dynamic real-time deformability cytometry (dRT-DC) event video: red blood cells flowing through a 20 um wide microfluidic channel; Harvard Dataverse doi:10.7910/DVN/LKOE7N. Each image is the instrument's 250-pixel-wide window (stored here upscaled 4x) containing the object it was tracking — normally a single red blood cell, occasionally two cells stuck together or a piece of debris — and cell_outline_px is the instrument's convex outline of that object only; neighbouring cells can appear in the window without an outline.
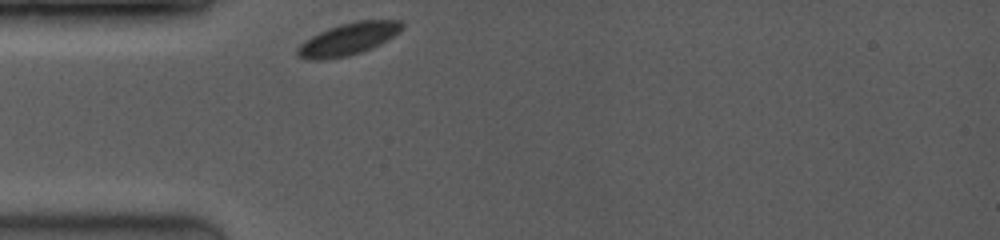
{"species": "common noctule bat (a hibernating species)", "species_latin": "Nyctalus noctula", "temperature_condition": "room temperature", "stored_images_in_passage": 27, "camera_frame_rate_fps": 3500, "um_per_image_px": 0.085, "animal": {"sex": "female", "body_mass_g": 19.0, "forearm_length_mm": 53.3}, "frame": {"image": 1, "passage_image": 1, "time_ms": 0.0, "image_size_px": [1000, 240], "cell_outline_px": [[404, 24], [400, 32], [380, 44], [372, 48], [348, 56], [324, 60], [304, 60], [296, 52], [296, 48], [304, 40], [328, 28], [340, 24], [356, 20], [400, 20]], "centroid_in_image_um": [29.59, 3.32], "position_along_channel_um": 55.4, "area_um2": 19.71}}
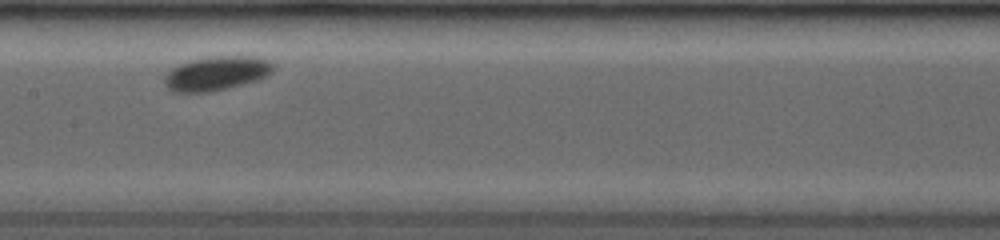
{"frame": {"image": 2, "passage_image": 11, "time_ms": 3.714, "image_size_px": [1000, 240], "cell_outline_px": [[272, 72], [256, 80], [208, 92], [172, 92], [164, 84], [164, 76], [172, 68], [180, 64], [212, 56], [256, 56], [272, 60]], "centroid_in_image_um": [18.39, 6.23], "position_along_channel_um": 189.0, "area_um2": 21.27}}
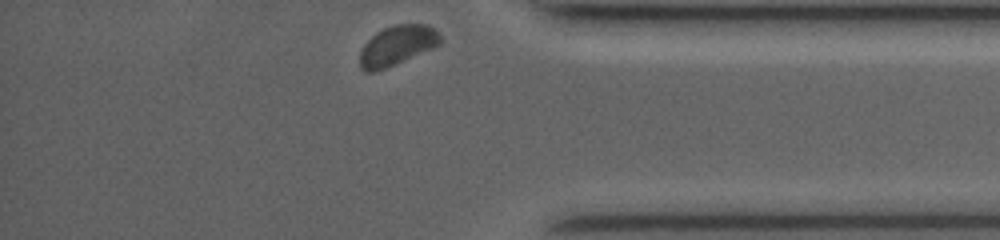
{"frame": {"image": 3, "passage_image": 27, "time_ms": 9.429, "image_size_px": [1000, 240], "cell_outline_px": [[440, 44], [432, 48], [384, 68], [372, 72], [364, 72], [360, 68], [360, 52], [364, 44], [376, 32], [384, 28], [396, 24], [428, 24], [436, 28], [440, 36]], "centroid_in_image_um": [33.75, 3.84], "position_along_channel_um": 401.5, "area_um2": 18.38}}